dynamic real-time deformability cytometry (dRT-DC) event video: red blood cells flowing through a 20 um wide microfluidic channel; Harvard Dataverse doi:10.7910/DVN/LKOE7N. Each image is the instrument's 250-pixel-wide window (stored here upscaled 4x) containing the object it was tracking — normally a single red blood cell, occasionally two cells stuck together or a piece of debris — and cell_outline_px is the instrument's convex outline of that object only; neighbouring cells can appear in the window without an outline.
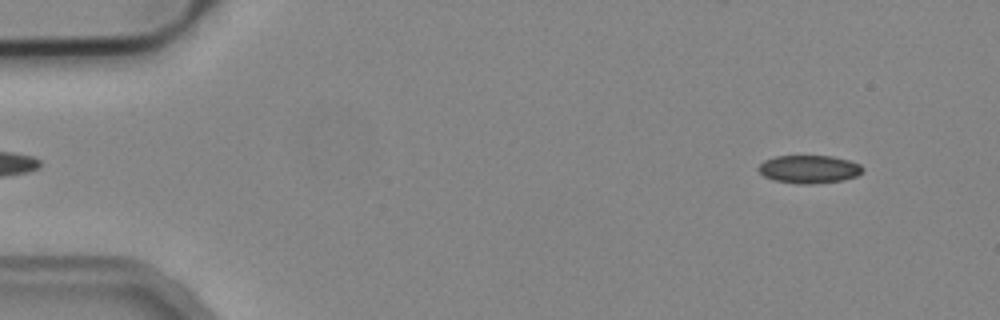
{"species": "common noctule bat (a hibernating species)", "species_latin": "Nyctalus noctula", "temperature_condition": "cold", "stored_images_in_passage": 52, "camera_frame_rate_fps": 3000, "um_per_image_px": 0.085, "animal": {"sex": "male", "body_mass_g": 19.2, "forearm_length_mm": 51.8}, "frame": {"image": 1, "passage_image": 3, "time_ms": 0.667, "image_size_px": [1000, 320], "cell_outline_px": [[864, 168], [856, 176], [844, 180], [812, 184], [796, 184], [772, 180], [764, 176], [756, 168], [764, 160], [776, 156], [832, 156], [848, 160], [860, 164]], "centroid_in_image_um": [68.74, 14.39], "position_along_channel_um": 16.3, "area_um2": 17.11}}
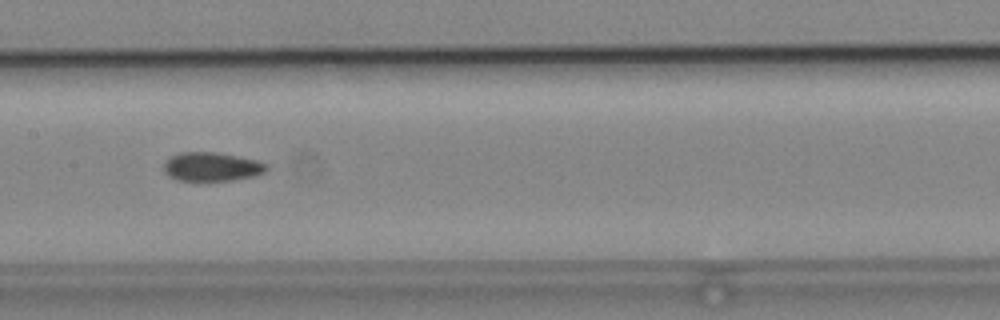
{"frame": {"image": 2, "passage_image": 25, "time_ms": 8.0, "image_size_px": [1000, 320], "cell_outline_px": [[268, 168], [264, 172], [256, 176], [232, 180], [176, 180], [168, 176], [164, 172], [164, 164], [172, 156], [180, 152], [216, 152], [256, 160], [264, 164]], "centroid_in_image_um": [17.98, 14.17], "position_along_channel_um": 189.4, "area_um2": 17.05}}
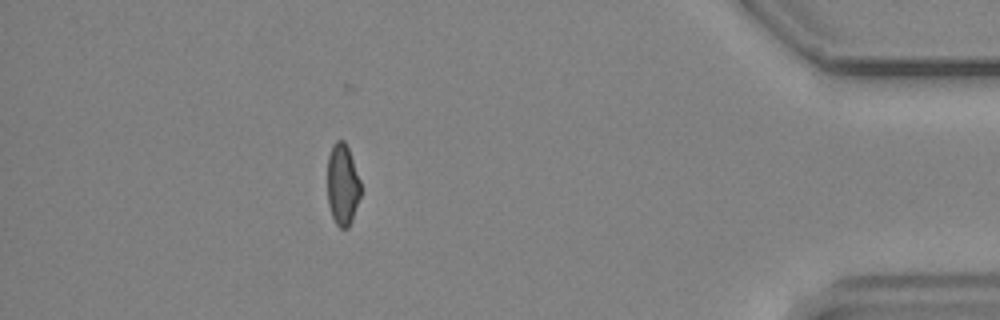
{"frame": {"image": 3, "passage_image": 46, "time_ms": 15.0, "image_size_px": [1000, 320], "cell_outline_px": [[360, 196], [352, 220], [348, 228], [340, 228], [336, 224], [332, 216], [328, 204], [328, 156], [332, 144], [336, 140], [344, 140], [348, 148], [360, 180]], "centroid_in_image_um": [29.11, 15.69], "position_along_channel_um": 406.1, "area_um2": 15.72}}